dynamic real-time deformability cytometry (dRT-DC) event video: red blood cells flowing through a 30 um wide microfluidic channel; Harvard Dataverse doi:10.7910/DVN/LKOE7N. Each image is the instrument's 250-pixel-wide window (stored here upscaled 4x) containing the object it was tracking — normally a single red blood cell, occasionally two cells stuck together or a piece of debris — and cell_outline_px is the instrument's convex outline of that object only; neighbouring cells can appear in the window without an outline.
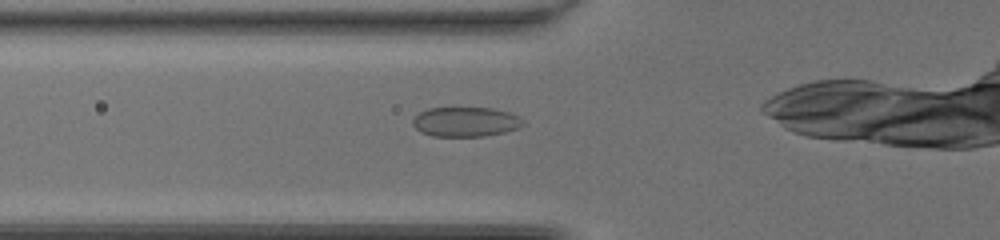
{"species": "common noctule bat (a hibernating species)", "species_latin": "Nyctalus noctula", "temperature_condition": "room temperature", "stored_images_in_passage": 25, "camera_frame_rate_fps": 3000, "um_per_image_px": 0.085, "animal": {"sex": "female", "body_mass_g": 20.0, "forearm_length_mm": 54.0}, "frame": {"image": 1, "passage_image": 3, "time_ms": 0.667, "image_size_px": [1000, 240], "cell_outline_px": [[524, 124], [520, 128], [504, 132], [484, 136], [432, 136], [420, 132], [412, 124], [412, 120], [420, 112], [428, 108], [492, 108], [508, 112], [520, 116], [524, 120]], "centroid_in_image_um": [39.6, 10.36], "position_along_channel_um": 86.2, "area_um2": 19.13}}
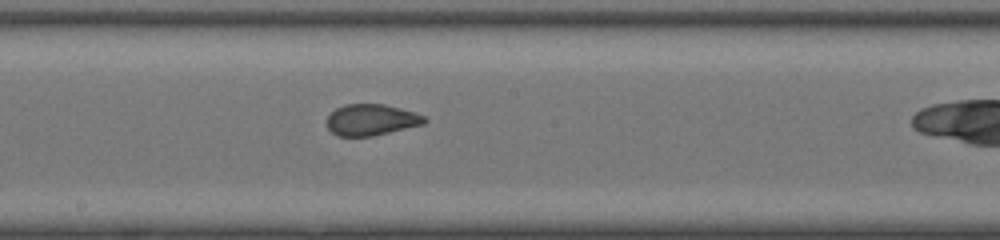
{"frame": {"image": 2, "passage_image": 12, "time_ms": 3.667, "image_size_px": [1000, 240], "cell_outline_px": [[428, 120], [424, 124], [372, 136], [336, 136], [328, 128], [328, 116], [336, 108], [344, 104], [384, 104], [416, 112], [424, 116]], "centroid_in_image_um": [31.57, 10.18], "position_along_channel_um": 216.6, "area_um2": 17.74}}
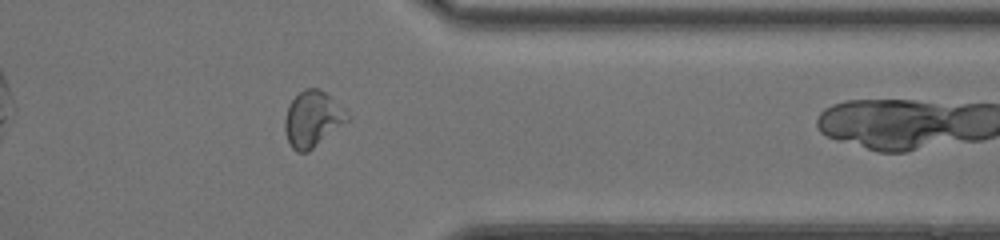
{"frame": {"image": 3, "passage_image": 24, "time_ms": 7.667, "image_size_px": [1000, 240], "cell_outline_px": [[352, 116], [348, 120], [308, 152], [296, 152], [292, 148], [288, 140], [284, 128], [284, 120], [288, 104], [304, 88], [316, 88], [324, 92], [344, 108]], "centroid_in_image_um": [26.56, 10.11], "position_along_channel_um": 384.8, "area_um2": 20.17}}